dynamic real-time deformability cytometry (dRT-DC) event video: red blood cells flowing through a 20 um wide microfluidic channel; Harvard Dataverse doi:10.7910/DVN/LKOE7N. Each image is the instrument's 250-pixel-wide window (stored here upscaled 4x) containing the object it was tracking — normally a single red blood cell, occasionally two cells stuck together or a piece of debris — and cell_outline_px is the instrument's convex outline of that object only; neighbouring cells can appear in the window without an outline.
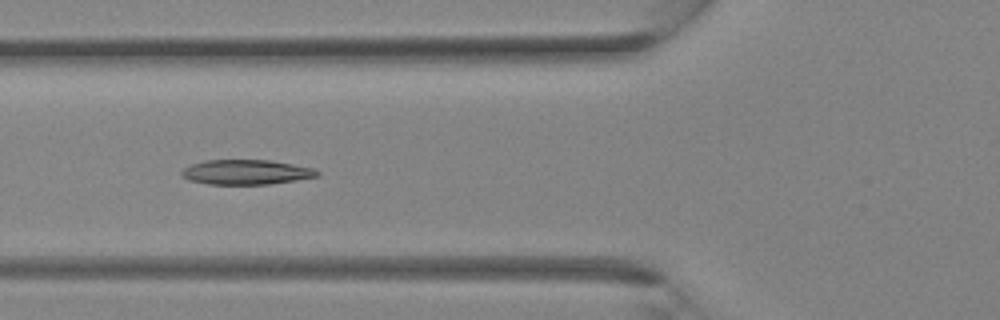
{"species": "Egyptian fruit bat (a non-hibernating species)", "species_latin": "Rousettus aegyptiacus", "temperature_condition": "room temperature", "stored_images_in_passage": 28, "camera_frame_rate_fps": 3000, "um_per_image_px": 0.085, "animal": {"sex": "female"}, "frame": {"image": 1, "passage_image": 5, "time_ms": 1.333, "image_size_px": [1000, 320], "cell_outline_px": [[320, 176], [296, 180], [268, 184], [208, 184], [188, 180], [180, 176], [180, 172], [184, 168], [192, 164], [204, 160], [272, 160], [316, 168], [320, 172]], "centroid_in_image_um": [20.94, 14.62], "position_along_channel_um": 104.9, "area_um2": 19.83}}
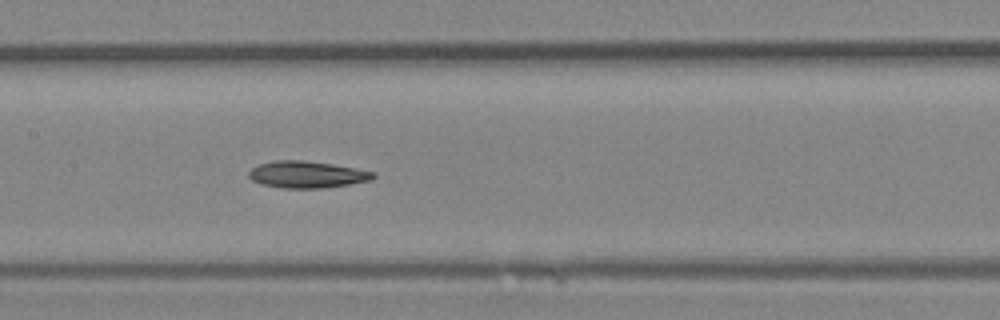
{"frame": {"image": 2, "passage_image": 9, "time_ms": 2.667, "image_size_px": [1000, 320], "cell_outline_px": [[376, 176], [372, 180], [324, 188], [280, 188], [264, 184], [252, 180], [248, 176], [248, 172], [252, 168], [260, 164], [276, 160], [304, 160], [332, 164], [356, 168], [376, 172]], "centroid_in_image_um": [26.12, 14.83], "position_along_channel_um": 181.3, "area_um2": 19.42}}